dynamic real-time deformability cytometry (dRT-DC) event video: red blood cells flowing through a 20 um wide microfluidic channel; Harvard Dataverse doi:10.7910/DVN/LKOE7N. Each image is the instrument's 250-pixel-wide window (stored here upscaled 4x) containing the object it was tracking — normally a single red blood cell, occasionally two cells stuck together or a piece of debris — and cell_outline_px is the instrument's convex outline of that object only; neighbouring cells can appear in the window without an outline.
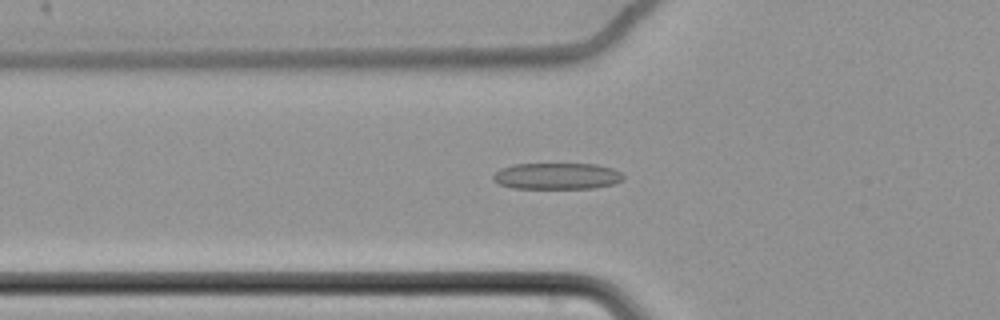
{"species": "common noctule bat (a hibernating species)", "species_latin": "Nyctalus noctula", "temperature_condition": "cold", "stored_images_in_passage": 49, "camera_frame_rate_fps": 3000, "um_per_image_px": 0.085, "animal": {"sex": "female", "body_mass_g": 22.7, "forearm_length_mm": 54.2}, "frame": {"image": 1, "passage_image": 11, "time_ms": 3.333, "image_size_px": [1000, 320], "cell_outline_px": [[624, 180], [616, 184], [592, 188], [512, 188], [500, 184], [492, 180], [492, 176], [500, 168], [512, 164], [596, 164], [612, 168], [620, 172], [624, 176]], "centroid_in_image_um": [47.35, 14.97], "position_along_channel_um": 78.5, "area_um2": 20.17}}
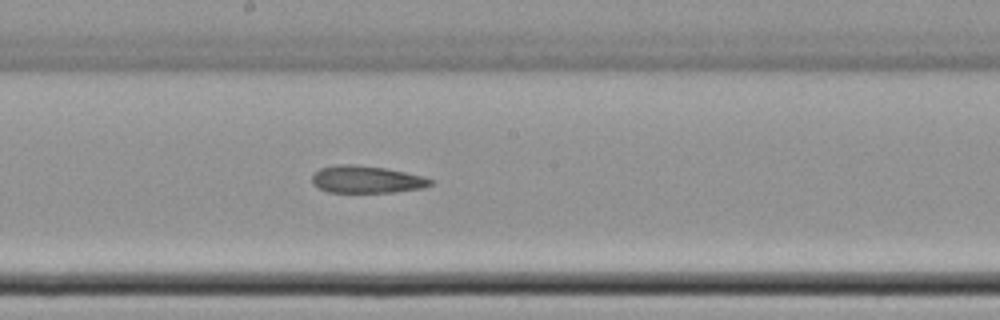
{"frame": {"image": 2, "passage_image": 23, "time_ms": 7.333, "image_size_px": [1000, 320], "cell_outline_px": [[432, 184], [424, 188], [396, 192], [328, 192], [312, 184], [312, 176], [320, 168], [336, 164], [356, 164], [384, 168], [424, 176], [432, 180]], "centroid_in_image_um": [31.16, 15.25], "position_along_channel_um": 217.0, "area_um2": 18.84}}
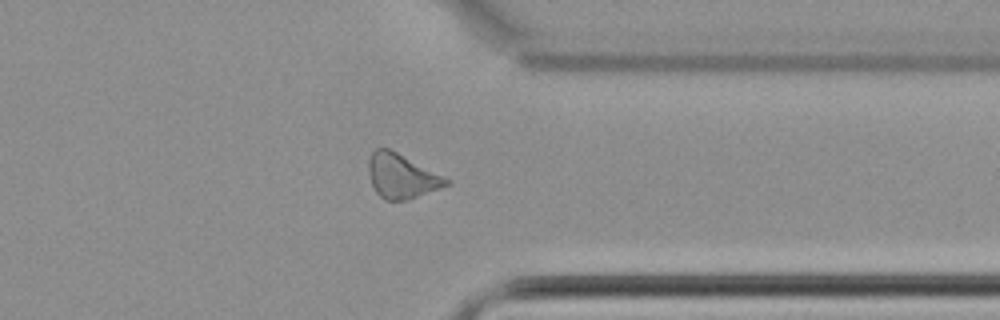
{"frame": {"image": 3, "passage_image": 37, "time_ms": 12.0, "image_size_px": [1000, 320], "cell_outline_px": [[452, 180], [448, 184], [408, 200], [384, 200], [376, 192], [372, 184], [368, 172], [368, 160], [372, 152], [376, 148], [388, 148]], "centroid_in_image_um": [34.1, 14.97], "position_along_channel_um": 377.3, "area_um2": 19.83}, "authors_computed_cell_mechanics": {"area_um2": 20.1722, "velocity_mm_per_s": 3.4788, "shape_relaxation_time_tau1_ms": 10.4844, "shape_relaxation_time_tau2_ms": 5.1975, "deformation_change_tau1": 0.1281, "deformation_change_tau2": 0.141}}